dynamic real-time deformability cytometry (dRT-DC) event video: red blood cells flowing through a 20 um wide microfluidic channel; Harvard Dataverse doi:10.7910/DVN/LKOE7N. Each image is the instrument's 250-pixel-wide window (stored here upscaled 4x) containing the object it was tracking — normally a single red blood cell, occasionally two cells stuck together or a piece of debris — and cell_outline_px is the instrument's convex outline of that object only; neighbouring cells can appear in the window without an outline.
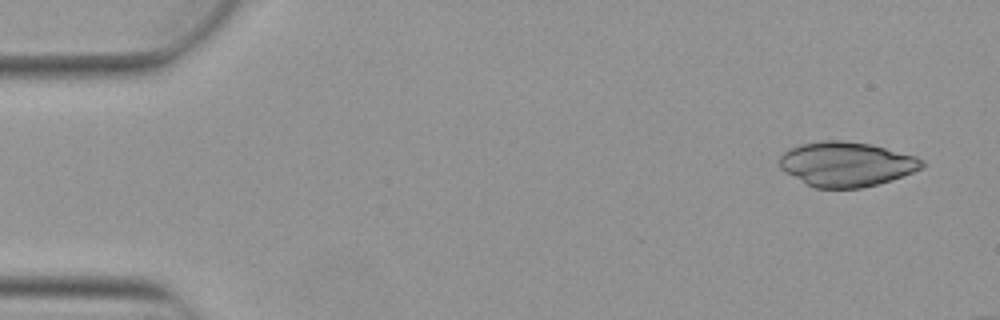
{"species": "Egyptian fruit bat (a non-hibernating species)", "species_latin": "Rousettus aegyptiacus", "temperature_condition": "warm", "stored_images_in_passage": 4, "camera_frame_rate_fps": 3000, "um_per_image_px": 0.085, "animal": {"sex": "female"}, "frame": {"image": 1, "passage_image": 1, "time_ms": 0.0, "image_size_px": [1000, 320], "cell_outline_px": [[924, 168], [904, 176], [892, 180], [860, 188], [816, 188], [784, 172], [780, 168], [780, 156], [788, 148], [800, 144], [824, 140], [844, 140], [868, 144], [916, 156], [924, 160]], "centroid_in_image_um": [71.95, 13.95], "position_along_channel_um": 13.1, "area_um2": 37.05}}